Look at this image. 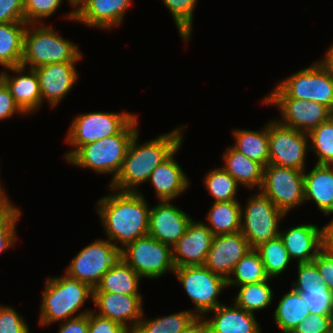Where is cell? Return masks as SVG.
Here are the masks:
<instances>
[{"instance_id":"obj_1","label":"cell","mask_w":333,"mask_h":333,"mask_svg":"<svg viewBox=\"0 0 333 333\" xmlns=\"http://www.w3.org/2000/svg\"><path fill=\"white\" fill-rule=\"evenodd\" d=\"M97 203L96 211L108 240L113 244L117 241L123 249L127 244L148 235L150 208L140 191H115V194L104 196Z\"/></svg>"},{"instance_id":"obj_2","label":"cell","mask_w":333,"mask_h":333,"mask_svg":"<svg viewBox=\"0 0 333 333\" xmlns=\"http://www.w3.org/2000/svg\"><path fill=\"white\" fill-rule=\"evenodd\" d=\"M182 128H176L141 145L137 144V131L130 141L118 175L110 181V190L138 192L135 187L147 182L152 171L182 145Z\"/></svg>"},{"instance_id":"obj_3","label":"cell","mask_w":333,"mask_h":333,"mask_svg":"<svg viewBox=\"0 0 333 333\" xmlns=\"http://www.w3.org/2000/svg\"><path fill=\"white\" fill-rule=\"evenodd\" d=\"M42 296L39 324L44 326L92 311L88 309L76 314L86 300L93 298V289L87 283L80 282L67 274L61 277H48Z\"/></svg>"},{"instance_id":"obj_4","label":"cell","mask_w":333,"mask_h":333,"mask_svg":"<svg viewBox=\"0 0 333 333\" xmlns=\"http://www.w3.org/2000/svg\"><path fill=\"white\" fill-rule=\"evenodd\" d=\"M136 116L119 134L82 145L67 161L78 167L90 168L97 173L118 175L131 139L138 131Z\"/></svg>"},{"instance_id":"obj_5","label":"cell","mask_w":333,"mask_h":333,"mask_svg":"<svg viewBox=\"0 0 333 333\" xmlns=\"http://www.w3.org/2000/svg\"><path fill=\"white\" fill-rule=\"evenodd\" d=\"M81 53L76 44L59 36L51 26L27 24L22 66L29 64V68L35 69L47 64L78 62L82 57Z\"/></svg>"},{"instance_id":"obj_6","label":"cell","mask_w":333,"mask_h":333,"mask_svg":"<svg viewBox=\"0 0 333 333\" xmlns=\"http://www.w3.org/2000/svg\"><path fill=\"white\" fill-rule=\"evenodd\" d=\"M265 98H296L333 108V74L321 62H315L280 81Z\"/></svg>"},{"instance_id":"obj_7","label":"cell","mask_w":333,"mask_h":333,"mask_svg":"<svg viewBox=\"0 0 333 333\" xmlns=\"http://www.w3.org/2000/svg\"><path fill=\"white\" fill-rule=\"evenodd\" d=\"M136 115L129 112H90L77 115L71 122L66 141L73 147L64 157L68 160L82 145L119 134Z\"/></svg>"},{"instance_id":"obj_8","label":"cell","mask_w":333,"mask_h":333,"mask_svg":"<svg viewBox=\"0 0 333 333\" xmlns=\"http://www.w3.org/2000/svg\"><path fill=\"white\" fill-rule=\"evenodd\" d=\"M173 273L195 304L196 317L206 318L205 314L221 305L217 297L227 287L224 277L204 265L176 267Z\"/></svg>"},{"instance_id":"obj_9","label":"cell","mask_w":333,"mask_h":333,"mask_svg":"<svg viewBox=\"0 0 333 333\" xmlns=\"http://www.w3.org/2000/svg\"><path fill=\"white\" fill-rule=\"evenodd\" d=\"M241 209L240 232L249 242L251 248L279 237V221L286 214L260 191L246 202ZM243 220V221H242Z\"/></svg>"},{"instance_id":"obj_10","label":"cell","mask_w":333,"mask_h":333,"mask_svg":"<svg viewBox=\"0 0 333 333\" xmlns=\"http://www.w3.org/2000/svg\"><path fill=\"white\" fill-rule=\"evenodd\" d=\"M120 257L141 278H159L175 270L172 247L149 235L127 244L120 250Z\"/></svg>"},{"instance_id":"obj_11","label":"cell","mask_w":333,"mask_h":333,"mask_svg":"<svg viewBox=\"0 0 333 333\" xmlns=\"http://www.w3.org/2000/svg\"><path fill=\"white\" fill-rule=\"evenodd\" d=\"M121 247L110 240H96L84 247L70 262L65 274L80 282L87 283L92 289L100 283L102 276L120 258Z\"/></svg>"},{"instance_id":"obj_12","label":"cell","mask_w":333,"mask_h":333,"mask_svg":"<svg viewBox=\"0 0 333 333\" xmlns=\"http://www.w3.org/2000/svg\"><path fill=\"white\" fill-rule=\"evenodd\" d=\"M260 190L279 210L287 214L292 208L305 202L304 171L268 164L264 167Z\"/></svg>"},{"instance_id":"obj_13","label":"cell","mask_w":333,"mask_h":333,"mask_svg":"<svg viewBox=\"0 0 333 333\" xmlns=\"http://www.w3.org/2000/svg\"><path fill=\"white\" fill-rule=\"evenodd\" d=\"M269 164L305 171L309 145L308 133L282 125L278 120L268 123Z\"/></svg>"},{"instance_id":"obj_14","label":"cell","mask_w":333,"mask_h":333,"mask_svg":"<svg viewBox=\"0 0 333 333\" xmlns=\"http://www.w3.org/2000/svg\"><path fill=\"white\" fill-rule=\"evenodd\" d=\"M262 103L274 104L279 108L283 120L280 119L279 123L306 133L329 118V108L314 101L296 98H264Z\"/></svg>"},{"instance_id":"obj_15","label":"cell","mask_w":333,"mask_h":333,"mask_svg":"<svg viewBox=\"0 0 333 333\" xmlns=\"http://www.w3.org/2000/svg\"><path fill=\"white\" fill-rule=\"evenodd\" d=\"M142 301V295L111 292H93L92 298V302L99 309L94 313L119 323L130 333L134 331L144 316Z\"/></svg>"},{"instance_id":"obj_16","label":"cell","mask_w":333,"mask_h":333,"mask_svg":"<svg viewBox=\"0 0 333 333\" xmlns=\"http://www.w3.org/2000/svg\"><path fill=\"white\" fill-rule=\"evenodd\" d=\"M170 201L160 200L150 207L148 235L173 247L185 234L192 218Z\"/></svg>"},{"instance_id":"obj_17","label":"cell","mask_w":333,"mask_h":333,"mask_svg":"<svg viewBox=\"0 0 333 333\" xmlns=\"http://www.w3.org/2000/svg\"><path fill=\"white\" fill-rule=\"evenodd\" d=\"M250 249L252 248L249 242L240 231L216 235L213 237L204 266L227 280L235 265Z\"/></svg>"},{"instance_id":"obj_18","label":"cell","mask_w":333,"mask_h":333,"mask_svg":"<svg viewBox=\"0 0 333 333\" xmlns=\"http://www.w3.org/2000/svg\"><path fill=\"white\" fill-rule=\"evenodd\" d=\"M131 2L132 0H82L65 18L89 27L110 30L121 24Z\"/></svg>"},{"instance_id":"obj_19","label":"cell","mask_w":333,"mask_h":333,"mask_svg":"<svg viewBox=\"0 0 333 333\" xmlns=\"http://www.w3.org/2000/svg\"><path fill=\"white\" fill-rule=\"evenodd\" d=\"M213 237L205 223L191 220L185 234L172 247L175 268L204 265Z\"/></svg>"},{"instance_id":"obj_20","label":"cell","mask_w":333,"mask_h":333,"mask_svg":"<svg viewBox=\"0 0 333 333\" xmlns=\"http://www.w3.org/2000/svg\"><path fill=\"white\" fill-rule=\"evenodd\" d=\"M76 63L61 62L35 68L39 78L42 103L44 99L48 100L53 108L70 92L78 78Z\"/></svg>"},{"instance_id":"obj_21","label":"cell","mask_w":333,"mask_h":333,"mask_svg":"<svg viewBox=\"0 0 333 333\" xmlns=\"http://www.w3.org/2000/svg\"><path fill=\"white\" fill-rule=\"evenodd\" d=\"M8 71L17 73L10 76L5 70L1 72L0 78L8 86L11 95L16 104L27 115L33 114L42 106V96L40 92L39 78L35 69L29 68V72L25 74L26 67L20 65L15 67H7Z\"/></svg>"},{"instance_id":"obj_22","label":"cell","mask_w":333,"mask_h":333,"mask_svg":"<svg viewBox=\"0 0 333 333\" xmlns=\"http://www.w3.org/2000/svg\"><path fill=\"white\" fill-rule=\"evenodd\" d=\"M290 259H297L298 263L312 262L322 250V229L314 224H301L280 231Z\"/></svg>"},{"instance_id":"obj_23","label":"cell","mask_w":333,"mask_h":333,"mask_svg":"<svg viewBox=\"0 0 333 333\" xmlns=\"http://www.w3.org/2000/svg\"><path fill=\"white\" fill-rule=\"evenodd\" d=\"M209 312L214 313L212 319H205V333H261L254 314L236 306L221 304Z\"/></svg>"},{"instance_id":"obj_24","label":"cell","mask_w":333,"mask_h":333,"mask_svg":"<svg viewBox=\"0 0 333 333\" xmlns=\"http://www.w3.org/2000/svg\"><path fill=\"white\" fill-rule=\"evenodd\" d=\"M181 145L149 176L148 181L152 183L158 200H172L186 191L190 181L186 177L181 166L174 160V155L180 150Z\"/></svg>"},{"instance_id":"obj_25","label":"cell","mask_w":333,"mask_h":333,"mask_svg":"<svg viewBox=\"0 0 333 333\" xmlns=\"http://www.w3.org/2000/svg\"><path fill=\"white\" fill-rule=\"evenodd\" d=\"M304 199L314 200L323 214H333V165L315 164L304 171Z\"/></svg>"},{"instance_id":"obj_26","label":"cell","mask_w":333,"mask_h":333,"mask_svg":"<svg viewBox=\"0 0 333 333\" xmlns=\"http://www.w3.org/2000/svg\"><path fill=\"white\" fill-rule=\"evenodd\" d=\"M225 165L222 168L228 172L240 185L249 189L258 186V190L263 183L264 166L249 159L233 146L227 148L223 154Z\"/></svg>"},{"instance_id":"obj_27","label":"cell","mask_w":333,"mask_h":333,"mask_svg":"<svg viewBox=\"0 0 333 333\" xmlns=\"http://www.w3.org/2000/svg\"><path fill=\"white\" fill-rule=\"evenodd\" d=\"M141 277L121 257L102 276L93 292H111L124 295H141L139 281Z\"/></svg>"},{"instance_id":"obj_28","label":"cell","mask_w":333,"mask_h":333,"mask_svg":"<svg viewBox=\"0 0 333 333\" xmlns=\"http://www.w3.org/2000/svg\"><path fill=\"white\" fill-rule=\"evenodd\" d=\"M26 22L0 23V65L20 66L23 57Z\"/></svg>"},{"instance_id":"obj_29","label":"cell","mask_w":333,"mask_h":333,"mask_svg":"<svg viewBox=\"0 0 333 333\" xmlns=\"http://www.w3.org/2000/svg\"><path fill=\"white\" fill-rule=\"evenodd\" d=\"M309 315V307L302 294L292 288L279 300L274 320L283 333H291Z\"/></svg>"},{"instance_id":"obj_30","label":"cell","mask_w":333,"mask_h":333,"mask_svg":"<svg viewBox=\"0 0 333 333\" xmlns=\"http://www.w3.org/2000/svg\"><path fill=\"white\" fill-rule=\"evenodd\" d=\"M241 205L237 200L214 202L207 214L206 226L216 235L231 234L241 229Z\"/></svg>"},{"instance_id":"obj_31","label":"cell","mask_w":333,"mask_h":333,"mask_svg":"<svg viewBox=\"0 0 333 333\" xmlns=\"http://www.w3.org/2000/svg\"><path fill=\"white\" fill-rule=\"evenodd\" d=\"M233 135L236 140L233 147L236 150L264 167L269 164L268 123L260 131L233 130Z\"/></svg>"},{"instance_id":"obj_32","label":"cell","mask_w":333,"mask_h":333,"mask_svg":"<svg viewBox=\"0 0 333 333\" xmlns=\"http://www.w3.org/2000/svg\"><path fill=\"white\" fill-rule=\"evenodd\" d=\"M231 274L232 276L227 279V287L231 285L238 287L272 279L266 274L260 254L255 248L250 249L244 255Z\"/></svg>"},{"instance_id":"obj_33","label":"cell","mask_w":333,"mask_h":333,"mask_svg":"<svg viewBox=\"0 0 333 333\" xmlns=\"http://www.w3.org/2000/svg\"><path fill=\"white\" fill-rule=\"evenodd\" d=\"M196 318V315L191 310L180 311L149 320H144L142 316L132 333H179Z\"/></svg>"},{"instance_id":"obj_34","label":"cell","mask_w":333,"mask_h":333,"mask_svg":"<svg viewBox=\"0 0 333 333\" xmlns=\"http://www.w3.org/2000/svg\"><path fill=\"white\" fill-rule=\"evenodd\" d=\"M268 280L259 283L238 286L239 292L233 302L236 306L254 314L255 311L266 308L273 301V291Z\"/></svg>"},{"instance_id":"obj_35","label":"cell","mask_w":333,"mask_h":333,"mask_svg":"<svg viewBox=\"0 0 333 333\" xmlns=\"http://www.w3.org/2000/svg\"><path fill=\"white\" fill-rule=\"evenodd\" d=\"M262 259L269 278L277 277L288 267L291 259L283 240L279 237L260 244L255 248Z\"/></svg>"},{"instance_id":"obj_36","label":"cell","mask_w":333,"mask_h":333,"mask_svg":"<svg viewBox=\"0 0 333 333\" xmlns=\"http://www.w3.org/2000/svg\"><path fill=\"white\" fill-rule=\"evenodd\" d=\"M204 184L214 202L236 200L237 189L240 186L237 181L222 167L215 168L205 174Z\"/></svg>"},{"instance_id":"obj_37","label":"cell","mask_w":333,"mask_h":333,"mask_svg":"<svg viewBox=\"0 0 333 333\" xmlns=\"http://www.w3.org/2000/svg\"><path fill=\"white\" fill-rule=\"evenodd\" d=\"M311 151L317 155L316 164L333 165V124L328 119L309 133ZM312 145V146H311Z\"/></svg>"},{"instance_id":"obj_38","label":"cell","mask_w":333,"mask_h":333,"mask_svg":"<svg viewBox=\"0 0 333 333\" xmlns=\"http://www.w3.org/2000/svg\"><path fill=\"white\" fill-rule=\"evenodd\" d=\"M173 16L178 32L185 41H189L197 0H163Z\"/></svg>"},{"instance_id":"obj_39","label":"cell","mask_w":333,"mask_h":333,"mask_svg":"<svg viewBox=\"0 0 333 333\" xmlns=\"http://www.w3.org/2000/svg\"><path fill=\"white\" fill-rule=\"evenodd\" d=\"M298 279L292 283V288L300 293L320 290L324 285L323 277L320 275L316 264L312 262L298 263Z\"/></svg>"},{"instance_id":"obj_40","label":"cell","mask_w":333,"mask_h":333,"mask_svg":"<svg viewBox=\"0 0 333 333\" xmlns=\"http://www.w3.org/2000/svg\"><path fill=\"white\" fill-rule=\"evenodd\" d=\"M61 3L62 0H24V20L27 24H40L41 19L54 14Z\"/></svg>"},{"instance_id":"obj_41","label":"cell","mask_w":333,"mask_h":333,"mask_svg":"<svg viewBox=\"0 0 333 333\" xmlns=\"http://www.w3.org/2000/svg\"><path fill=\"white\" fill-rule=\"evenodd\" d=\"M20 215V209L12 205L0 217V254L6 249L14 246L17 235L15 226Z\"/></svg>"},{"instance_id":"obj_42","label":"cell","mask_w":333,"mask_h":333,"mask_svg":"<svg viewBox=\"0 0 333 333\" xmlns=\"http://www.w3.org/2000/svg\"><path fill=\"white\" fill-rule=\"evenodd\" d=\"M301 294L308 304L310 314H333V293L325 285L320 290Z\"/></svg>"},{"instance_id":"obj_43","label":"cell","mask_w":333,"mask_h":333,"mask_svg":"<svg viewBox=\"0 0 333 333\" xmlns=\"http://www.w3.org/2000/svg\"><path fill=\"white\" fill-rule=\"evenodd\" d=\"M0 333H30L25 319L12 307H0Z\"/></svg>"},{"instance_id":"obj_44","label":"cell","mask_w":333,"mask_h":333,"mask_svg":"<svg viewBox=\"0 0 333 333\" xmlns=\"http://www.w3.org/2000/svg\"><path fill=\"white\" fill-rule=\"evenodd\" d=\"M333 314H310L291 333H329Z\"/></svg>"},{"instance_id":"obj_45","label":"cell","mask_w":333,"mask_h":333,"mask_svg":"<svg viewBox=\"0 0 333 333\" xmlns=\"http://www.w3.org/2000/svg\"><path fill=\"white\" fill-rule=\"evenodd\" d=\"M88 333H130L119 323L94 313H88Z\"/></svg>"},{"instance_id":"obj_46","label":"cell","mask_w":333,"mask_h":333,"mask_svg":"<svg viewBox=\"0 0 333 333\" xmlns=\"http://www.w3.org/2000/svg\"><path fill=\"white\" fill-rule=\"evenodd\" d=\"M25 22L24 0H0V23Z\"/></svg>"},{"instance_id":"obj_47","label":"cell","mask_w":333,"mask_h":333,"mask_svg":"<svg viewBox=\"0 0 333 333\" xmlns=\"http://www.w3.org/2000/svg\"><path fill=\"white\" fill-rule=\"evenodd\" d=\"M15 113L26 115L16 104L8 86L0 78V121Z\"/></svg>"},{"instance_id":"obj_48","label":"cell","mask_w":333,"mask_h":333,"mask_svg":"<svg viewBox=\"0 0 333 333\" xmlns=\"http://www.w3.org/2000/svg\"><path fill=\"white\" fill-rule=\"evenodd\" d=\"M313 262L323 277L324 285L333 293V256L322 249Z\"/></svg>"},{"instance_id":"obj_49","label":"cell","mask_w":333,"mask_h":333,"mask_svg":"<svg viewBox=\"0 0 333 333\" xmlns=\"http://www.w3.org/2000/svg\"><path fill=\"white\" fill-rule=\"evenodd\" d=\"M58 333H88V314L63 321Z\"/></svg>"},{"instance_id":"obj_50","label":"cell","mask_w":333,"mask_h":333,"mask_svg":"<svg viewBox=\"0 0 333 333\" xmlns=\"http://www.w3.org/2000/svg\"><path fill=\"white\" fill-rule=\"evenodd\" d=\"M322 229V249L333 256V218Z\"/></svg>"},{"instance_id":"obj_51","label":"cell","mask_w":333,"mask_h":333,"mask_svg":"<svg viewBox=\"0 0 333 333\" xmlns=\"http://www.w3.org/2000/svg\"><path fill=\"white\" fill-rule=\"evenodd\" d=\"M179 333H205L203 317H197L187 328Z\"/></svg>"},{"instance_id":"obj_52","label":"cell","mask_w":333,"mask_h":333,"mask_svg":"<svg viewBox=\"0 0 333 333\" xmlns=\"http://www.w3.org/2000/svg\"><path fill=\"white\" fill-rule=\"evenodd\" d=\"M12 206L11 201L6 196L0 182V217Z\"/></svg>"},{"instance_id":"obj_53","label":"cell","mask_w":333,"mask_h":333,"mask_svg":"<svg viewBox=\"0 0 333 333\" xmlns=\"http://www.w3.org/2000/svg\"><path fill=\"white\" fill-rule=\"evenodd\" d=\"M325 58L321 60V62L329 69V71L333 74V45L328 49L325 54Z\"/></svg>"},{"instance_id":"obj_54","label":"cell","mask_w":333,"mask_h":333,"mask_svg":"<svg viewBox=\"0 0 333 333\" xmlns=\"http://www.w3.org/2000/svg\"><path fill=\"white\" fill-rule=\"evenodd\" d=\"M82 0H68L71 6L77 7V5L81 2Z\"/></svg>"},{"instance_id":"obj_55","label":"cell","mask_w":333,"mask_h":333,"mask_svg":"<svg viewBox=\"0 0 333 333\" xmlns=\"http://www.w3.org/2000/svg\"><path fill=\"white\" fill-rule=\"evenodd\" d=\"M331 123L333 124V108L332 109H329V118H328Z\"/></svg>"},{"instance_id":"obj_56","label":"cell","mask_w":333,"mask_h":333,"mask_svg":"<svg viewBox=\"0 0 333 333\" xmlns=\"http://www.w3.org/2000/svg\"><path fill=\"white\" fill-rule=\"evenodd\" d=\"M329 333H333V319H332V322H331V326H330V331Z\"/></svg>"}]
</instances>
